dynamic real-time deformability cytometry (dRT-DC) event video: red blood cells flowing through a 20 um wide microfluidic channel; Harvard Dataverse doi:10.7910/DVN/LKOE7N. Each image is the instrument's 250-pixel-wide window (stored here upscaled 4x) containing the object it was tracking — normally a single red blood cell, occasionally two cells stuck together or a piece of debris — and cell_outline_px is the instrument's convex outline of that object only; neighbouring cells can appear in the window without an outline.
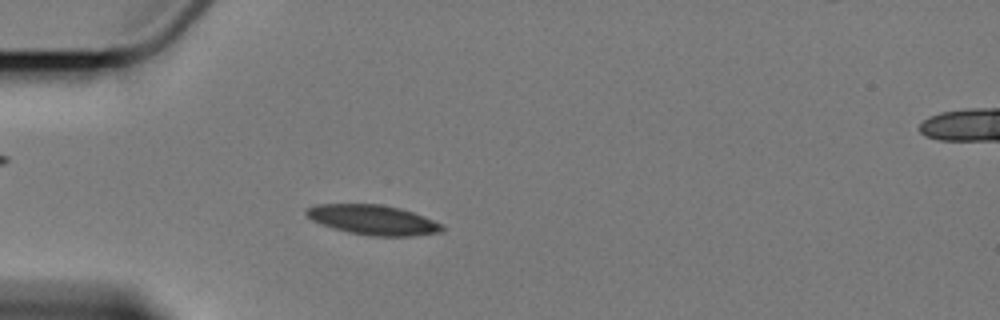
{"species": "Egyptian fruit bat (a non-hibernating species)", "species_latin": "Rousettus aegyptiacus", "temperature_condition": "cold", "stored_images_in_passage": 5, "camera_frame_rate_fps": 3000, "um_per_image_px": 0.085, "animal": {"sex": "female"}, "frame": {"image": 1, "passage_image": 4, "time_ms": 3.667, "image_size_px": [1000, 320], "cell_outline_px": [[444, 232], [412, 236], [368, 236], [348, 232], [332, 228], [320, 224], [312, 220], [304, 212], [308, 208], [316, 204], [380, 204], [400, 208], [424, 216], [444, 224]], "centroid_in_image_um": [31.74, 18.7], "position_along_channel_um": 53.3, "area_um2": 23.81}}